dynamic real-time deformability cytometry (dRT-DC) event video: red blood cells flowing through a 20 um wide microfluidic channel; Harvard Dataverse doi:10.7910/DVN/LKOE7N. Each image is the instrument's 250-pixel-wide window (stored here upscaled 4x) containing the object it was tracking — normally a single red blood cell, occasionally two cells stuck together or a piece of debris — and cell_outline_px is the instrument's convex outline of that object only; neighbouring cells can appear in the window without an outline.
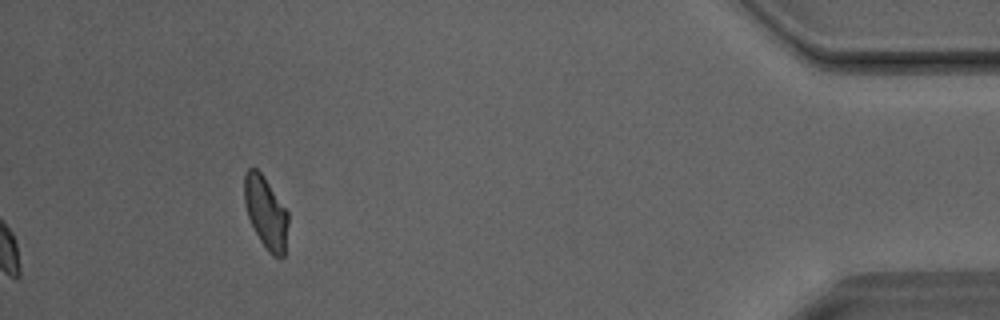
{"species": "Egyptian fruit bat (a non-hibernating species)", "species_latin": "Rousettus aegyptiacus", "temperature_condition": "room temperature", "stored_images_in_passage": 31, "camera_frame_rate_fps": 3000, "um_per_image_px": 0.085, "animal": {"sex": "male"}, "frame": {"image": 1, "passage_image": 31, "time_ms": 10.0, "image_size_px": [1000, 320], "cell_outline_px": [[288, 224], [284, 256], [272, 256], [268, 252], [260, 240], [248, 216], [244, 204], [244, 172], [248, 168], [256, 168], [264, 176], [288, 212]], "centroid_in_image_um": [22.58, 18.04], "position_along_channel_um": 412.6, "area_um2": 18.32}}